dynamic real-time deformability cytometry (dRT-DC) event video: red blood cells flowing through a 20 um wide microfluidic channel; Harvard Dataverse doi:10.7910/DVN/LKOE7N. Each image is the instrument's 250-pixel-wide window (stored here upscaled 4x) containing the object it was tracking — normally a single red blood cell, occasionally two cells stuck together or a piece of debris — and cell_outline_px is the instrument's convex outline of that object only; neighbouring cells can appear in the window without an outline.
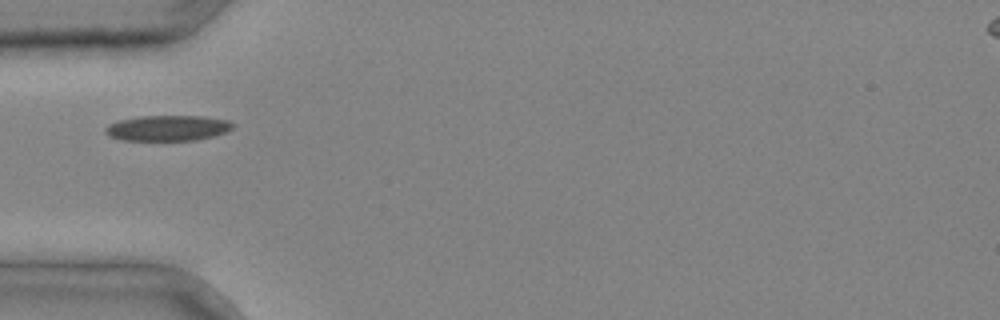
{"species": "common noctule bat (a hibernating species)", "species_latin": "Nyctalus noctula", "temperature_condition": "cold", "stored_images_in_passage": 4, "camera_frame_rate_fps": 3000, "um_per_image_px": 0.085, "animal": {"sex": "male", "body_mass_g": 20.4}, "frame": {"image": 1, "passage_image": 4, "time_ms": 1.0, "image_size_px": [1000, 320], "cell_outline_px": [[236, 124], [232, 128], [216, 136], [196, 140], [120, 140], [108, 136], [104, 132], [104, 128], [108, 124], [120, 120], [140, 116], [204, 116], [228, 120]], "centroid_in_image_um": [14.25, 10.88], "position_along_channel_um": 70.8, "area_um2": 19.13}}